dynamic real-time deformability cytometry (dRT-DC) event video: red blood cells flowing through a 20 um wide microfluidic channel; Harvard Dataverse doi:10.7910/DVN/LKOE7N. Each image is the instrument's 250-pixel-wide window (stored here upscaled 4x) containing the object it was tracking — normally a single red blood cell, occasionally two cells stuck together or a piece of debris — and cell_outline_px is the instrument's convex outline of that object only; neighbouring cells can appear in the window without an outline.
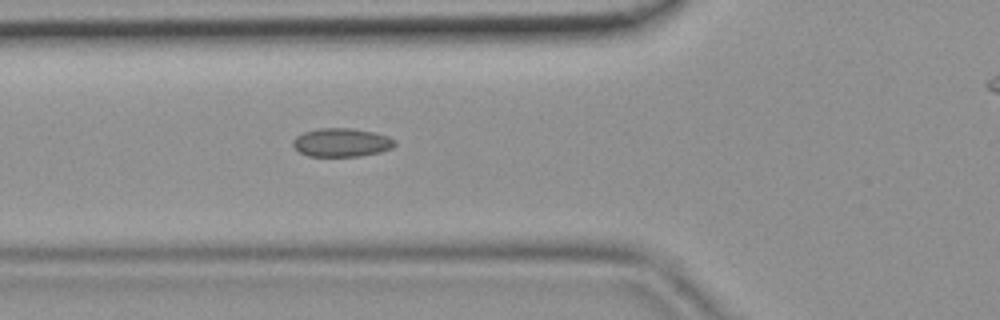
{"species": "common noctule bat (a hibernating species)", "species_latin": "Nyctalus noctula", "temperature_condition": "room temperature", "stored_images_in_passage": 36, "camera_frame_rate_fps": 3000, "um_per_image_px": 0.085, "animal": {"sex": "female", "body_mass_g": 19.9}, "frame": {"image": 1, "passage_image": 12, "time_ms": 3.667, "image_size_px": [1000, 320], "cell_outline_px": [[396, 144], [392, 148], [380, 152], [360, 156], [308, 156], [300, 152], [292, 144], [292, 140], [296, 136], [304, 132], [320, 128], [352, 128], [372, 132], [388, 136], [396, 140]], "centroid_in_image_um": [29.04, 12.11], "position_along_channel_um": 96.8, "area_um2": 16.94}}
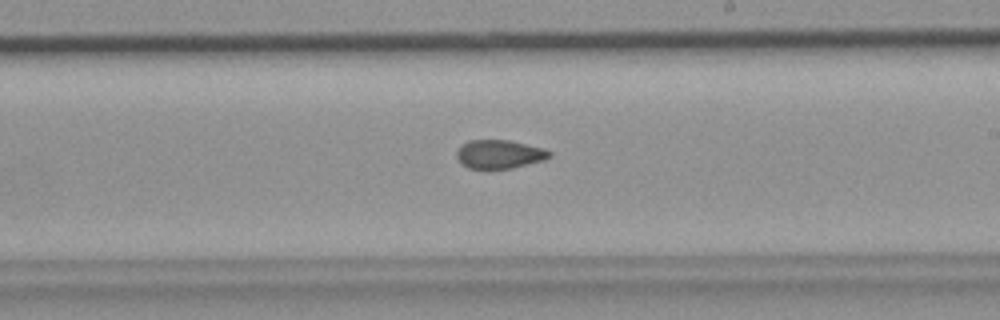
{"frame": {"image": 2, "passage_image": 22, "time_ms": 7.0, "image_size_px": [1000, 320], "cell_outline_px": [[552, 156], [544, 160], [512, 168], [468, 168], [460, 164], [456, 156], [456, 152], [468, 140], [508, 140], [544, 148], [552, 152]], "centroid_in_image_um": [42.46, 13.11], "position_along_channel_um": 246.5, "area_um2": 15.43}}
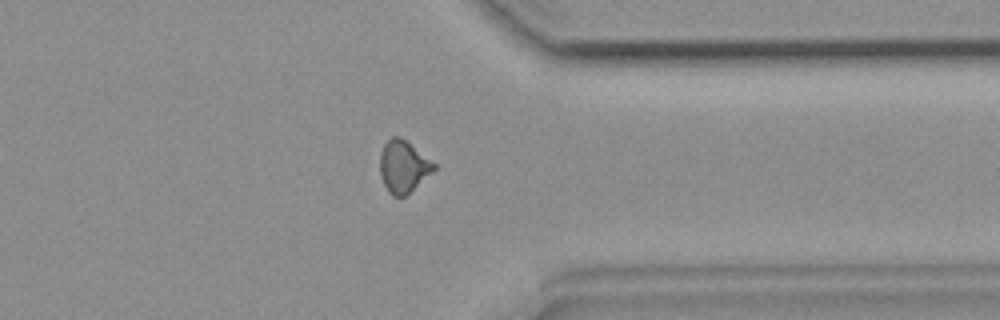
{"frame": {"image": 3, "passage_image": 31, "time_ms": 10.0, "image_size_px": [1000, 320], "cell_outline_px": [[436, 168], [408, 196], [392, 196], [388, 192], [380, 176], [380, 152], [384, 144], [392, 136], [400, 136], [436, 164]], "centroid_in_image_um": [34.27, 14.18], "position_along_channel_um": 377.1, "area_um2": 16.47}}